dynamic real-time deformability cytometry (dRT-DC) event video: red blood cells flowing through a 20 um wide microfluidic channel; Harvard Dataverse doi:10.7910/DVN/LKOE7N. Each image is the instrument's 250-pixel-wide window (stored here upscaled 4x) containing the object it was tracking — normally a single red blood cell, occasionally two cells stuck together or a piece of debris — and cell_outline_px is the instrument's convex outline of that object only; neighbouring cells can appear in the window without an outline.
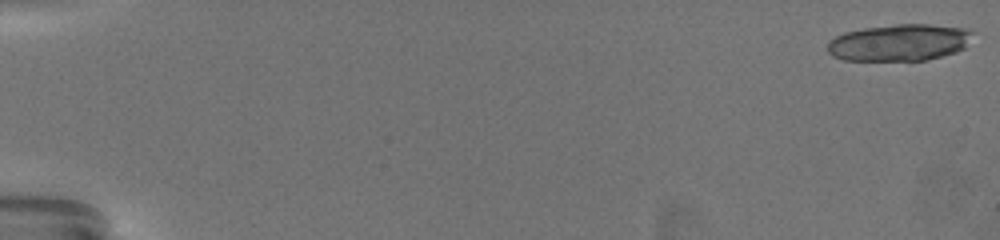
{"species": "common noctule bat (a hibernating species)", "species_latin": "Nyctalus noctula", "temperature_condition": "warm", "stored_images_in_passage": 8, "camera_frame_rate_fps": 3000, "um_per_image_px": 0.085, "animal": {"sex": "female", "body_mass_g": 19.5, "forearm_length_mm": 54.1}, "frame": {"image": 1, "passage_image": 1, "time_ms": 0.0, "image_size_px": [1000, 240], "cell_outline_px": [[976, 32], [964, 48], [956, 52], [928, 60], [844, 60], [832, 56], [828, 52], [828, 40], [844, 32], [864, 28], [896, 24], [928, 24], [960, 28]], "centroid_in_image_um": [76.44, 3.62], "position_along_channel_um": 8.6, "area_um2": 31.15}}